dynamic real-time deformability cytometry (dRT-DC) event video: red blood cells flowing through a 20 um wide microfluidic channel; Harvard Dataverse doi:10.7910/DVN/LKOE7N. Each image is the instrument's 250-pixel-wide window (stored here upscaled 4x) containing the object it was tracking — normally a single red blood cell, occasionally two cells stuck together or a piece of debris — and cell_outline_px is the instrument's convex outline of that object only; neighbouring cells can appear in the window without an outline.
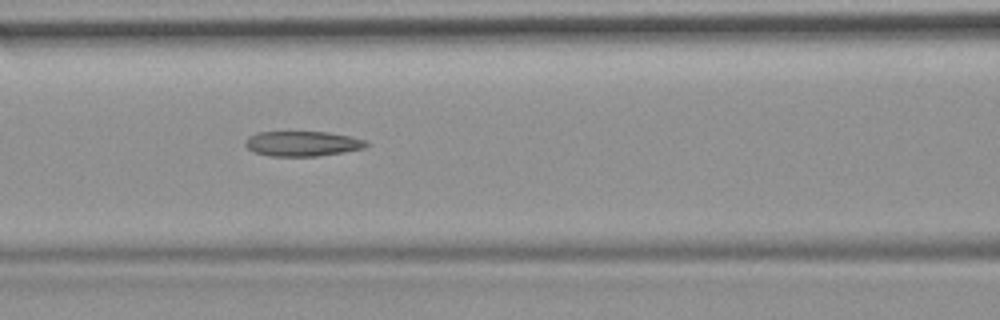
{"species": "common noctule bat (a hibernating species)", "species_latin": "Nyctalus noctula", "temperature_condition": "room temperature", "stored_images_in_passage": 7, "segment_of_instrument_passage": [1, 2], "camera_frame_rate_fps": 3000, "um_per_image_px": 0.085, "animal": {"sex": "female", "body_mass_g": 19.9}, "frame": {"image": 1, "passage_image": 6, "time_ms": 5.667, "image_size_px": [1000, 320], "cell_outline_px": [[368, 144], [364, 148], [344, 152], [316, 156], [268, 156], [252, 152], [244, 144], [244, 140], [248, 136], [256, 132], [328, 132], [368, 140]], "centroid_in_image_um": [25.66, 12.21], "position_along_channel_um": 140.9, "area_um2": 17.8}}